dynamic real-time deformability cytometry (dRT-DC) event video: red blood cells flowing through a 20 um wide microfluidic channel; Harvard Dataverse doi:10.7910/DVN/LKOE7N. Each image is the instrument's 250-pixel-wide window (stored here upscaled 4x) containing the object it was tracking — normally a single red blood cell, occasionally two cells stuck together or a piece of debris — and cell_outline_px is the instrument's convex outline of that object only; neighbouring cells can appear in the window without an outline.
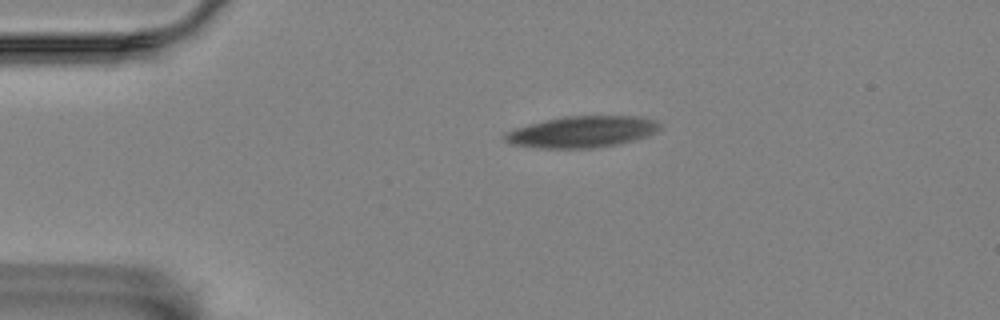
{"species": "Egyptian fruit bat (a non-hibernating species)", "species_latin": "Rousettus aegyptiacus", "temperature_condition": "room temperature", "stored_images_in_passage": 7, "camera_frame_rate_fps": 3000, "um_per_image_px": 0.085, "animal": {"sex": "female"}, "frame": {"image": 1, "passage_image": 1, "time_ms": 0.0, "image_size_px": [1000, 320], "cell_outline_px": [[660, 128], [656, 132], [632, 140], [616, 144], [592, 148], [536, 148], [512, 144], [504, 140], [504, 132], [528, 124], [544, 120], [564, 116], [636, 116], [656, 120], [660, 124]], "centroid_in_image_um": [49.43, 11.2], "position_along_channel_um": 35.6, "area_um2": 28.21}}
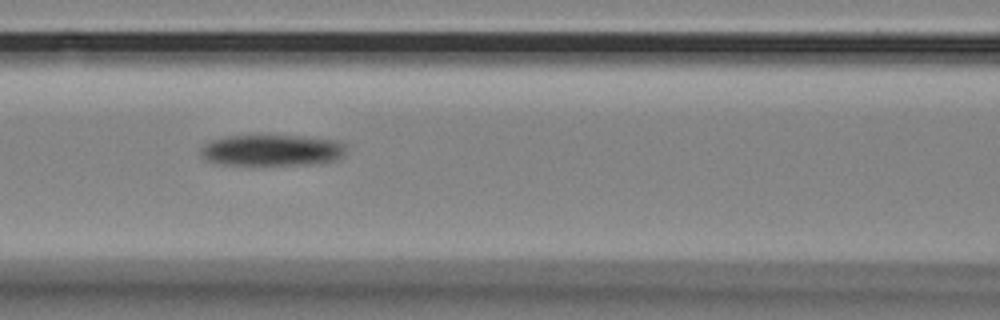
{"frame": {"image": 2, "passage_image": 5, "time_ms": 4.667, "image_size_px": [1000, 320], "cell_outline_px": [[344, 156], [340, 160], [320, 164], [224, 164], [208, 160], [200, 152], [200, 148], [204, 144], [212, 140], [224, 136], [252, 132], [304, 136], [340, 140], [344, 144]], "centroid_in_image_um": [23.16, 12.71], "position_along_channel_um": 143.4, "area_um2": 27.63}}
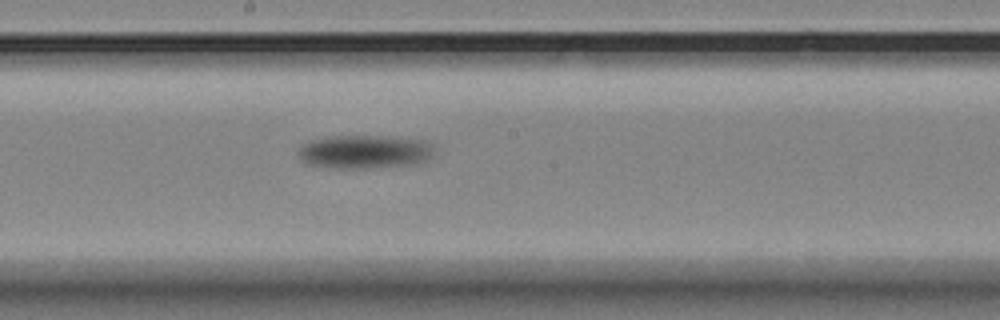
{"frame": {"image": 3, "passage_image": 7, "time_ms": 7.0, "image_size_px": [1000, 320], "cell_outline_px": [[432, 156], [428, 160], [412, 164], [368, 168], [332, 168], [304, 164], [300, 160], [296, 152], [304, 144], [312, 140], [328, 136], [392, 136], [424, 140], [432, 144]], "centroid_in_image_um": [30.95, 12.9], "position_along_channel_um": 217.2, "area_um2": 26.82}}